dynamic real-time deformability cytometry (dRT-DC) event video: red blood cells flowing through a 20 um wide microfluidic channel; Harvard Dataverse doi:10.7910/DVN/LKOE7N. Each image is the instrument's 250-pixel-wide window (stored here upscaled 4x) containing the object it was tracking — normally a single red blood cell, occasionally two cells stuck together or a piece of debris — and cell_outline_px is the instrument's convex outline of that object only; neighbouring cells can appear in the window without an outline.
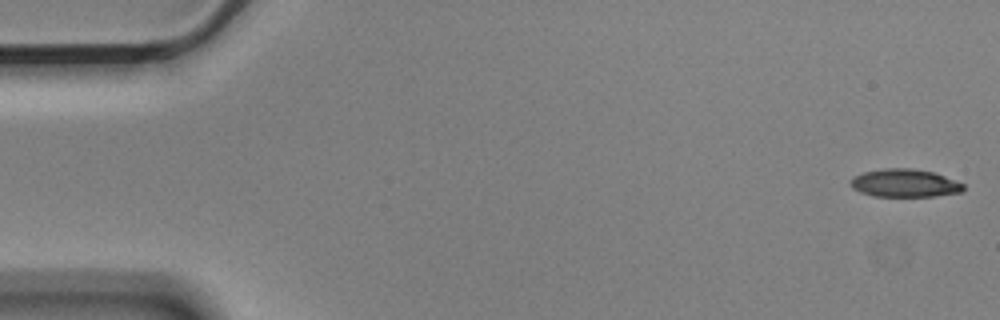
{"species": "Egyptian fruit bat (a non-hibernating species)", "species_latin": "Rousettus aegyptiacus", "temperature_condition": "cold", "stored_images_in_passage": 56, "camera_frame_rate_fps": 3000, "um_per_image_px": 0.085, "animal": {"sex": "male"}, "frame": {"image": 1, "passage_image": 1, "time_ms": 0.0, "image_size_px": [1000, 320], "cell_outline_px": [[964, 192], [936, 196], [872, 196], [860, 192], [852, 188], [848, 184], [848, 180], [852, 176], [864, 172], [884, 168], [912, 168], [932, 172], [944, 176], [964, 184]], "centroid_in_image_um": [76.85, 15.57], "position_along_channel_um": 8.1, "area_um2": 18.61}}
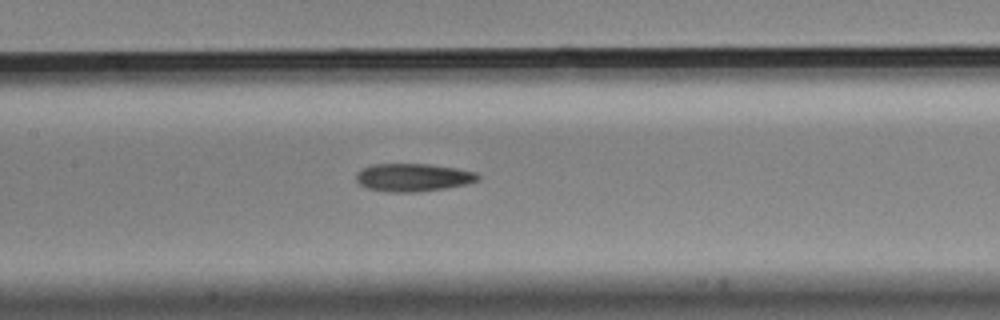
{"frame": {"image": 2, "passage_image": 26, "time_ms": 8.333, "image_size_px": [1000, 320], "cell_outline_px": [[480, 180], [464, 184], [444, 188], [416, 192], [392, 192], [368, 188], [360, 184], [356, 180], [356, 172], [372, 164], [428, 164], [456, 168], [476, 172], [480, 176]], "centroid_in_image_um": [35.11, 15.07], "position_along_channel_um": 172.3, "area_um2": 19.65}}
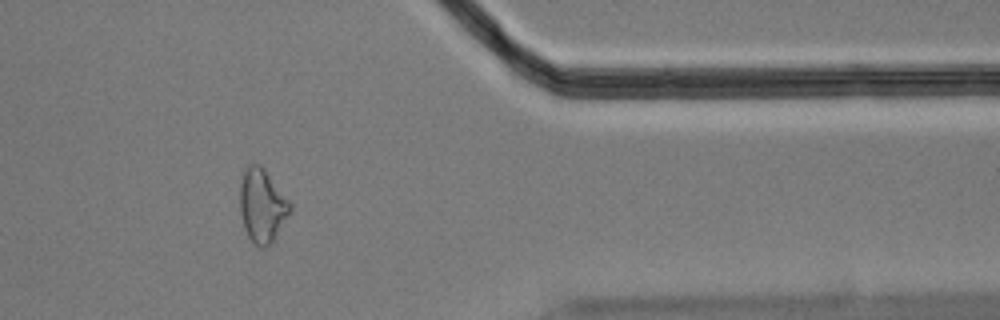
{"frame": {"image": 3, "passage_image": 46, "time_ms": 15.0, "image_size_px": [1000, 320], "cell_outline_px": [[292, 212], [272, 240], [264, 248], [260, 248], [252, 244], [244, 228], [240, 212], [240, 184], [244, 172], [248, 164], [260, 164], [264, 168], [292, 204]], "centroid_in_image_um": [22.28, 17.48], "position_along_channel_um": 389.1, "area_um2": 21.5}, "authors_computed_cell_mechanics": {"area_um2": 19.8832, "velocity_mm_per_s": 3.5451, "shape_relaxation_time_tau1_ms": null, "shape_relaxation_time_tau2_ms": 6.5832, "deformation_change_tau1": null, "deformation_change_tau2": 0.175}}